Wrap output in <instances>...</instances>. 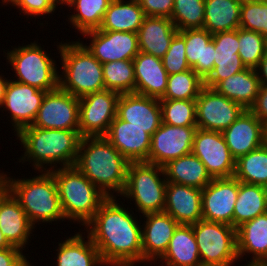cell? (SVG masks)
I'll use <instances>...</instances> for the list:
<instances>
[{
  "mask_svg": "<svg viewBox=\"0 0 267 266\" xmlns=\"http://www.w3.org/2000/svg\"><path fill=\"white\" fill-rule=\"evenodd\" d=\"M79 98L59 87L45 94L32 126L79 132Z\"/></svg>",
  "mask_w": 267,
  "mask_h": 266,
  "instance_id": "obj_12",
  "label": "cell"
},
{
  "mask_svg": "<svg viewBox=\"0 0 267 266\" xmlns=\"http://www.w3.org/2000/svg\"><path fill=\"white\" fill-rule=\"evenodd\" d=\"M177 32L170 18L145 16L137 32L139 51L162 58Z\"/></svg>",
  "mask_w": 267,
  "mask_h": 266,
  "instance_id": "obj_25",
  "label": "cell"
},
{
  "mask_svg": "<svg viewBox=\"0 0 267 266\" xmlns=\"http://www.w3.org/2000/svg\"><path fill=\"white\" fill-rule=\"evenodd\" d=\"M240 3H245V2H253V1H260V0H238Z\"/></svg>",
  "mask_w": 267,
  "mask_h": 266,
  "instance_id": "obj_56",
  "label": "cell"
},
{
  "mask_svg": "<svg viewBox=\"0 0 267 266\" xmlns=\"http://www.w3.org/2000/svg\"><path fill=\"white\" fill-rule=\"evenodd\" d=\"M35 227L19 201L4 186L0 190V229L7 241L24 250Z\"/></svg>",
  "mask_w": 267,
  "mask_h": 266,
  "instance_id": "obj_19",
  "label": "cell"
},
{
  "mask_svg": "<svg viewBox=\"0 0 267 266\" xmlns=\"http://www.w3.org/2000/svg\"><path fill=\"white\" fill-rule=\"evenodd\" d=\"M198 127H176L166 123L151 135V147L146 162L163 167L169 161L192 153Z\"/></svg>",
  "mask_w": 267,
  "mask_h": 266,
  "instance_id": "obj_14",
  "label": "cell"
},
{
  "mask_svg": "<svg viewBox=\"0 0 267 266\" xmlns=\"http://www.w3.org/2000/svg\"><path fill=\"white\" fill-rule=\"evenodd\" d=\"M243 266H267V261L264 260H251L248 261L246 265Z\"/></svg>",
  "mask_w": 267,
  "mask_h": 266,
  "instance_id": "obj_53",
  "label": "cell"
},
{
  "mask_svg": "<svg viewBox=\"0 0 267 266\" xmlns=\"http://www.w3.org/2000/svg\"><path fill=\"white\" fill-rule=\"evenodd\" d=\"M145 16L171 18L174 0H137Z\"/></svg>",
  "mask_w": 267,
  "mask_h": 266,
  "instance_id": "obj_47",
  "label": "cell"
},
{
  "mask_svg": "<svg viewBox=\"0 0 267 266\" xmlns=\"http://www.w3.org/2000/svg\"><path fill=\"white\" fill-rule=\"evenodd\" d=\"M40 174L30 179H15L5 173L4 186L19 201L34 226L38 222L66 220L53 174L50 171H41Z\"/></svg>",
  "mask_w": 267,
  "mask_h": 266,
  "instance_id": "obj_4",
  "label": "cell"
},
{
  "mask_svg": "<svg viewBox=\"0 0 267 266\" xmlns=\"http://www.w3.org/2000/svg\"><path fill=\"white\" fill-rule=\"evenodd\" d=\"M238 41V54L243 64L256 69L267 51V40L260 33L239 28Z\"/></svg>",
  "mask_w": 267,
  "mask_h": 266,
  "instance_id": "obj_41",
  "label": "cell"
},
{
  "mask_svg": "<svg viewBox=\"0 0 267 266\" xmlns=\"http://www.w3.org/2000/svg\"><path fill=\"white\" fill-rule=\"evenodd\" d=\"M135 72V93L161 99L167 89L168 73L162 58L139 52L132 60Z\"/></svg>",
  "mask_w": 267,
  "mask_h": 266,
  "instance_id": "obj_24",
  "label": "cell"
},
{
  "mask_svg": "<svg viewBox=\"0 0 267 266\" xmlns=\"http://www.w3.org/2000/svg\"><path fill=\"white\" fill-rule=\"evenodd\" d=\"M145 14L137 0H112L99 30L137 33Z\"/></svg>",
  "mask_w": 267,
  "mask_h": 266,
  "instance_id": "obj_32",
  "label": "cell"
},
{
  "mask_svg": "<svg viewBox=\"0 0 267 266\" xmlns=\"http://www.w3.org/2000/svg\"><path fill=\"white\" fill-rule=\"evenodd\" d=\"M104 137L129 161H147L151 147V136L146 129L130 125L117 116Z\"/></svg>",
  "mask_w": 267,
  "mask_h": 266,
  "instance_id": "obj_20",
  "label": "cell"
},
{
  "mask_svg": "<svg viewBox=\"0 0 267 266\" xmlns=\"http://www.w3.org/2000/svg\"><path fill=\"white\" fill-rule=\"evenodd\" d=\"M4 187V172L0 173V190Z\"/></svg>",
  "mask_w": 267,
  "mask_h": 266,
  "instance_id": "obj_55",
  "label": "cell"
},
{
  "mask_svg": "<svg viewBox=\"0 0 267 266\" xmlns=\"http://www.w3.org/2000/svg\"><path fill=\"white\" fill-rule=\"evenodd\" d=\"M204 80L191 68L168 76L167 89L161 99L196 100Z\"/></svg>",
  "mask_w": 267,
  "mask_h": 266,
  "instance_id": "obj_38",
  "label": "cell"
},
{
  "mask_svg": "<svg viewBox=\"0 0 267 266\" xmlns=\"http://www.w3.org/2000/svg\"><path fill=\"white\" fill-rule=\"evenodd\" d=\"M112 0H63L65 6L74 8L68 20L80 34L98 30ZM73 7V8H72ZM75 12H77L75 14Z\"/></svg>",
  "mask_w": 267,
  "mask_h": 266,
  "instance_id": "obj_35",
  "label": "cell"
},
{
  "mask_svg": "<svg viewBox=\"0 0 267 266\" xmlns=\"http://www.w3.org/2000/svg\"><path fill=\"white\" fill-rule=\"evenodd\" d=\"M267 212V187L239 181V191L234 205L233 227Z\"/></svg>",
  "mask_w": 267,
  "mask_h": 266,
  "instance_id": "obj_34",
  "label": "cell"
},
{
  "mask_svg": "<svg viewBox=\"0 0 267 266\" xmlns=\"http://www.w3.org/2000/svg\"><path fill=\"white\" fill-rule=\"evenodd\" d=\"M185 49L188 65L205 80L214 69L216 56L212 34L203 28L186 29Z\"/></svg>",
  "mask_w": 267,
  "mask_h": 266,
  "instance_id": "obj_26",
  "label": "cell"
},
{
  "mask_svg": "<svg viewBox=\"0 0 267 266\" xmlns=\"http://www.w3.org/2000/svg\"><path fill=\"white\" fill-rule=\"evenodd\" d=\"M264 144L267 146V123L264 124Z\"/></svg>",
  "mask_w": 267,
  "mask_h": 266,
  "instance_id": "obj_54",
  "label": "cell"
},
{
  "mask_svg": "<svg viewBox=\"0 0 267 266\" xmlns=\"http://www.w3.org/2000/svg\"><path fill=\"white\" fill-rule=\"evenodd\" d=\"M120 94L103 90L79 98V133L82 137L104 136L116 117Z\"/></svg>",
  "mask_w": 267,
  "mask_h": 266,
  "instance_id": "obj_10",
  "label": "cell"
},
{
  "mask_svg": "<svg viewBox=\"0 0 267 266\" xmlns=\"http://www.w3.org/2000/svg\"><path fill=\"white\" fill-rule=\"evenodd\" d=\"M82 235V232H78L58 242L56 266H106L89 236Z\"/></svg>",
  "mask_w": 267,
  "mask_h": 266,
  "instance_id": "obj_28",
  "label": "cell"
},
{
  "mask_svg": "<svg viewBox=\"0 0 267 266\" xmlns=\"http://www.w3.org/2000/svg\"><path fill=\"white\" fill-rule=\"evenodd\" d=\"M166 187L163 167L146 161L130 162L121 198L124 196L127 200L130 199V202L135 201L136 211L138 208L137 212L143 215L163 212Z\"/></svg>",
  "mask_w": 267,
  "mask_h": 266,
  "instance_id": "obj_7",
  "label": "cell"
},
{
  "mask_svg": "<svg viewBox=\"0 0 267 266\" xmlns=\"http://www.w3.org/2000/svg\"><path fill=\"white\" fill-rule=\"evenodd\" d=\"M49 55L35 41L15 47L5 54L16 74L17 80L14 81L48 92L59 87L56 60Z\"/></svg>",
  "mask_w": 267,
  "mask_h": 266,
  "instance_id": "obj_8",
  "label": "cell"
},
{
  "mask_svg": "<svg viewBox=\"0 0 267 266\" xmlns=\"http://www.w3.org/2000/svg\"><path fill=\"white\" fill-rule=\"evenodd\" d=\"M47 92L9 79L0 108L9 111L16 134L22 128L32 125Z\"/></svg>",
  "mask_w": 267,
  "mask_h": 266,
  "instance_id": "obj_17",
  "label": "cell"
},
{
  "mask_svg": "<svg viewBox=\"0 0 267 266\" xmlns=\"http://www.w3.org/2000/svg\"><path fill=\"white\" fill-rule=\"evenodd\" d=\"M163 169L167 183L192 186L201 190L213 179L205 165L193 153L169 161Z\"/></svg>",
  "mask_w": 267,
  "mask_h": 266,
  "instance_id": "obj_30",
  "label": "cell"
},
{
  "mask_svg": "<svg viewBox=\"0 0 267 266\" xmlns=\"http://www.w3.org/2000/svg\"><path fill=\"white\" fill-rule=\"evenodd\" d=\"M18 247L0 249V266H34Z\"/></svg>",
  "mask_w": 267,
  "mask_h": 266,
  "instance_id": "obj_48",
  "label": "cell"
},
{
  "mask_svg": "<svg viewBox=\"0 0 267 266\" xmlns=\"http://www.w3.org/2000/svg\"><path fill=\"white\" fill-rule=\"evenodd\" d=\"M192 153L205 165L212 178L234 177L236 160L231 155L222 132L198 128Z\"/></svg>",
  "mask_w": 267,
  "mask_h": 266,
  "instance_id": "obj_11",
  "label": "cell"
},
{
  "mask_svg": "<svg viewBox=\"0 0 267 266\" xmlns=\"http://www.w3.org/2000/svg\"><path fill=\"white\" fill-rule=\"evenodd\" d=\"M59 50L62 74H59V88L75 97L105 90L103 68L80 39L62 43Z\"/></svg>",
  "mask_w": 267,
  "mask_h": 266,
  "instance_id": "obj_5",
  "label": "cell"
},
{
  "mask_svg": "<svg viewBox=\"0 0 267 266\" xmlns=\"http://www.w3.org/2000/svg\"><path fill=\"white\" fill-rule=\"evenodd\" d=\"M244 110L214 88L204 86L196 99V124L202 130L223 132Z\"/></svg>",
  "mask_w": 267,
  "mask_h": 266,
  "instance_id": "obj_13",
  "label": "cell"
},
{
  "mask_svg": "<svg viewBox=\"0 0 267 266\" xmlns=\"http://www.w3.org/2000/svg\"><path fill=\"white\" fill-rule=\"evenodd\" d=\"M116 116L130 125L146 129L150 136L162 124L159 99L136 93L120 94Z\"/></svg>",
  "mask_w": 267,
  "mask_h": 266,
  "instance_id": "obj_18",
  "label": "cell"
},
{
  "mask_svg": "<svg viewBox=\"0 0 267 266\" xmlns=\"http://www.w3.org/2000/svg\"><path fill=\"white\" fill-rule=\"evenodd\" d=\"M185 52V30H181L175 34L169 49L162 57L163 66L168 75L191 69L188 65Z\"/></svg>",
  "mask_w": 267,
  "mask_h": 266,
  "instance_id": "obj_44",
  "label": "cell"
},
{
  "mask_svg": "<svg viewBox=\"0 0 267 266\" xmlns=\"http://www.w3.org/2000/svg\"><path fill=\"white\" fill-rule=\"evenodd\" d=\"M260 83L267 85V51L261 59L259 66L256 68Z\"/></svg>",
  "mask_w": 267,
  "mask_h": 266,
  "instance_id": "obj_50",
  "label": "cell"
},
{
  "mask_svg": "<svg viewBox=\"0 0 267 266\" xmlns=\"http://www.w3.org/2000/svg\"><path fill=\"white\" fill-rule=\"evenodd\" d=\"M13 247L2 234L0 229V249L10 248Z\"/></svg>",
  "mask_w": 267,
  "mask_h": 266,
  "instance_id": "obj_52",
  "label": "cell"
},
{
  "mask_svg": "<svg viewBox=\"0 0 267 266\" xmlns=\"http://www.w3.org/2000/svg\"><path fill=\"white\" fill-rule=\"evenodd\" d=\"M162 122L176 127H197L196 100L159 99Z\"/></svg>",
  "mask_w": 267,
  "mask_h": 266,
  "instance_id": "obj_39",
  "label": "cell"
},
{
  "mask_svg": "<svg viewBox=\"0 0 267 266\" xmlns=\"http://www.w3.org/2000/svg\"><path fill=\"white\" fill-rule=\"evenodd\" d=\"M142 224L143 263H155L167 250L179 223L166 212L147 213ZM153 261V262H152Z\"/></svg>",
  "mask_w": 267,
  "mask_h": 266,
  "instance_id": "obj_21",
  "label": "cell"
},
{
  "mask_svg": "<svg viewBox=\"0 0 267 266\" xmlns=\"http://www.w3.org/2000/svg\"><path fill=\"white\" fill-rule=\"evenodd\" d=\"M236 239L239 260L252 254L251 260L267 261V212L236 228Z\"/></svg>",
  "mask_w": 267,
  "mask_h": 266,
  "instance_id": "obj_29",
  "label": "cell"
},
{
  "mask_svg": "<svg viewBox=\"0 0 267 266\" xmlns=\"http://www.w3.org/2000/svg\"><path fill=\"white\" fill-rule=\"evenodd\" d=\"M240 28L260 33L267 40V0L241 3Z\"/></svg>",
  "mask_w": 267,
  "mask_h": 266,
  "instance_id": "obj_42",
  "label": "cell"
},
{
  "mask_svg": "<svg viewBox=\"0 0 267 266\" xmlns=\"http://www.w3.org/2000/svg\"><path fill=\"white\" fill-rule=\"evenodd\" d=\"M202 190L177 183H167L164 212L179 224L192 225L202 219Z\"/></svg>",
  "mask_w": 267,
  "mask_h": 266,
  "instance_id": "obj_23",
  "label": "cell"
},
{
  "mask_svg": "<svg viewBox=\"0 0 267 266\" xmlns=\"http://www.w3.org/2000/svg\"><path fill=\"white\" fill-rule=\"evenodd\" d=\"M7 1H8V0H2L3 5H5V3H6Z\"/></svg>",
  "mask_w": 267,
  "mask_h": 266,
  "instance_id": "obj_57",
  "label": "cell"
},
{
  "mask_svg": "<svg viewBox=\"0 0 267 266\" xmlns=\"http://www.w3.org/2000/svg\"><path fill=\"white\" fill-rule=\"evenodd\" d=\"M249 110L263 124L267 123V85H260L257 98Z\"/></svg>",
  "mask_w": 267,
  "mask_h": 266,
  "instance_id": "obj_49",
  "label": "cell"
},
{
  "mask_svg": "<svg viewBox=\"0 0 267 266\" xmlns=\"http://www.w3.org/2000/svg\"><path fill=\"white\" fill-rule=\"evenodd\" d=\"M129 163L104 136H97L82 137L74 166L109 198L122 195Z\"/></svg>",
  "mask_w": 267,
  "mask_h": 266,
  "instance_id": "obj_2",
  "label": "cell"
},
{
  "mask_svg": "<svg viewBox=\"0 0 267 266\" xmlns=\"http://www.w3.org/2000/svg\"><path fill=\"white\" fill-rule=\"evenodd\" d=\"M222 133L235 160L264 144V124L249 109Z\"/></svg>",
  "mask_w": 267,
  "mask_h": 266,
  "instance_id": "obj_22",
  "label": "cell"
},
{
  "mask_svg": "<svg viewBox=\"0 0 267 266\" xmlns=\"http://www.w3.org/2000/svg\"><path fill=\"white\" fill-rule=\"evenodd\" d=\"M15 6L21 13L30 17H40L55 12L57 5H63V0H8L6 5Z\"/></svg>",
  "mask_w": 267,
  "mask_h": 266,
  "instance_id": "obj_45",
  "label": "cell"
},
{
  "mask_svg": "<svg viewBox=\"0 0 267 266\" xmlns=\"http://www.w3.org/2000/svg\"><path fill=\"white\" fill-rule=\"evenodd\" d=\"M239 191L235 177L213 178L202 189V219L233 227L234 205Z\"/></svg>",
  "mask_w": 267,
  "mask_h": 266,
  "instance_id": "obj_15",
  "label": "cell"
},
{
  "mask_svg": "<svg viewBox=\"0 0 267 266\" xmlns=\"http://www.w3.org/2000/svg\"><path fill=\"white\" fill-rule=\"evenodd\" d=\"M50 172L57 185L65 219L85 226L108 197L76 166L58 167Z\"/></svg>",
  "mask_w": 267,
  "mask_h": 266,
  "instance_id": "obj_6",
  "label": "cell"
},
{
  "mask_svg": "<svg viewBox=\"0 0 267 266\" xmlns=\"http://www.w3.org/2000/svg\"><path fill=\"white\" fill-rule=\"evenodd\" d=\"M234 177L244 183L267 187V146L263 144L236 160Z\"/></svg>",
  "mask_w": 267,
  "mask_h": 266,
  "instance_id": "obj_36",
  "label": "cell"
},
{
  "mask_svg": "<svg viewBox=\"0 0 267 266\" xmlns=\"http://www.w3.org/2000/svg\"><path fill=\"white\" fill-rule=\"evenodd\" d=\"M15 135L25 149L19 162H33L34 169L39 172L57 169V164L60 167L74 166L82 139L74 130L42 129L32 125ZM47 165L50 168L47 169Z\"/></svg>",
  "mask_w": 267,
  "mask_h": 266,
  "instance_id": "obj_3",
  "label": "cell"
},
{
  "mask_svg": "<svg viewBox=\"0 0 267 266\" xmlns=\"http://www.w3.org/2000/svg\"><path fill=\"white\" fill-rule=\"evenodd\" d=\"M117 197L107 198L85 225L87 235L107 266L143 263L142 226L134 212L120 205ZM137 220V221H136ZM136 266V265H135Z\"/></svg>",
  "mask_w": 267,
  "mask_h": 266,
  "instance_id": "obj_1",
  "label": "cell"
},
{
  "mask_svg": "<svg viewBox=\"0 0 267 266\" xmlns=\"http://www.w3.org/2000/svg\"><path fill=\"white\" fill-rule=\"evenodd\" d=\"M90 37L87 49L102 64L106 62L133 60L140 52L138 35L134 32L93 30L83 34Z\"/></svg>",
  "mask_w": 267,
  "mask_h": 266,
  "instance_id": "obj_16",
  "label": "cell"
},
{
  "mask_svg": "<svg viewBox=\"0 0 267 266\" xmlns=\"http://www.w3.org/2000/svg\"><path fill=\"white\" fill-rule=\"evenodd\" d=\"M215 51L218 53H238V29L233 31L217 32L212 34Z\"/></svg>",
  "mask_w": 267,
  "mask_h": 266,
  "instance_id": "obj_46",
  "label": "cell"
},
{
  "mask_svg": "<svg viewBox=\"0 0 267 266\" xmlns=\"http://www.w3.org/2000/svg\"><path fill=\"white\" fill-rule=\"evenodd\" d=\"M205 15V0H174L171 20L178 31L202 29Z\"/></svg>",
  "mask_w": 267,
  "mask_h": 266,
  "instance_id": "obj_40",
  "label": "cell"
},
{
  "mask_svg": "<svg viewBox=\"0 0 267 266\" xmlns=\"http://www.w3.org/2000/svg\"><path fill=\"white\" fill-rule=\"evenodd\" d=\"M9 79L4 78L2 74L0 75V107L2 106L4 95L6 93V88L8 85Z\"/></svg>",
  "mask_w": 267,
  "mask_h": 266,
  "instance_id": "obj_51",
  "label": "cell"
},
{
  "mask_svg": "<svg viewBox=\"0 0 267 266\" xmlns=\"http://www.w3.org/2000/svg\"><path fill=\"white\" fill-rule=\"evenodd\" d=\"M246 69L238 53H218L214 59V69L204 80V86L214 88L220 81Z\"/></svg>",
  "mask_w": 267,
  "mask_h": 266,
  "instance_id": "obj_43",
  "label": "cell"
},
{
  "mask_svg": "<svg viewBox=\"0 0 267 266\" xmlns=\"http://www.w3.org/2000/svg\"><path fill=\"white\" fill-rule=\"evenodd\" d=\"M241 3L238 0H205L203 29L209 33L240 28Z\"/></svg>",
  "mask_w": 267,
  "mask_h": 266,
  "instance_id": "obj_33",
  "label": "cell"
},
{
  "mask_svg": "<svg viewBox=\"0 0 267 266\" xmlns=\"http://www.w3.org/2000/svg\"><path fill=\"white\" fill-rule=\"evenodd\" d=\"M157 261L161 266H202L192 225L177 226L166 252Z\"/></svg>",
  "mask_w": 267,
  "mask_h": 266,
  "instance_id": "obj_27",
  "label": "cell"
},
{
  "mask_svg": "<svg viewBox=\"0 0 267 266\" xmlns=\"http://www.w3.org/2000/svg\"><path fill=\"white\" fill-rule=\"evenodd\" d=\"M105 90L119 94L135 93V72L132 60L102 64Z\"/></svg>",
  "mask_w": 267,
  "mask_h": 266,
  "instance_id": "obj_37",
  "label": "cell"
},
{
  "mask_svg": "<svg viewBox=\"0 0 267 266\" xmlns=\"http://www.w3.org/2000/svg\"><path fill=\"white\" fill-rule=\"evenodd\" d=\"M260 85L256 69L246 68L220 81L214 89L244 109H249L257 98Z\"/></svg>",
  "mask_w": 267,
  "mask_h": 266,
  "instance_id": "obj_31",
  "label": "cell"
},
{
  "mask_svg": "<svg viewBox=\"0 0 267 266\" xmlns=\"http://www.w3.org/2000/svg\"><path fill=\"white\" fill-rule=\"evenodd\" d=\"M192 227L202 266H234L239 261L236 228L204 219Z\"/></svg>",
  "mask_w": 267,
  "mask_h": 266,
  "instance_id": "obj_9",
  "label": "cell"
}]
</instances>
